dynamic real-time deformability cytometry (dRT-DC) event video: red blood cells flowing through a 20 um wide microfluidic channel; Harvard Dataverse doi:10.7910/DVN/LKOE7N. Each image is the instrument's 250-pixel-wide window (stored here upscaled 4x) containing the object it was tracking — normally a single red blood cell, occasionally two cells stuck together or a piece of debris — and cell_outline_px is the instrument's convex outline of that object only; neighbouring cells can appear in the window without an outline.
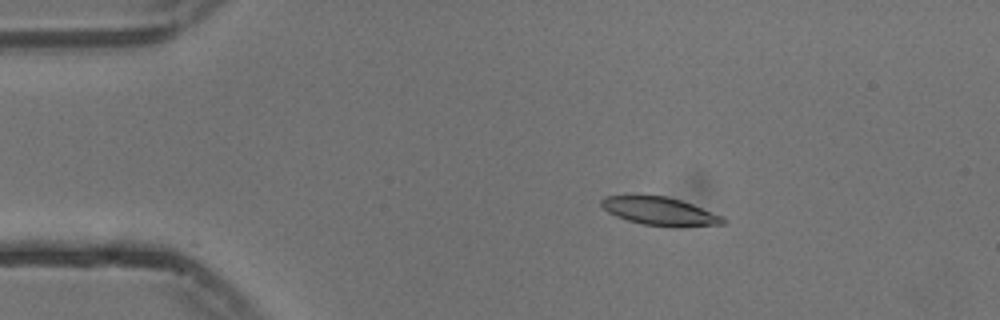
{"species": "common noctule bat (a hibernating species)", "species_latin": "Nyctalus noctula", "temperature_condition": "cold", "stored_images_in_passage": 46, "camera_frame_rate_fps": 3000, "um_per_image_px": 0.085, "animal": {"sex": "male", "body_mass_g": 13.3}, "frame": {"image": 1, "passage_image": 1, "time_ms": 0.0, "image_size_px": [1000, 320], "cell_outline_px": [[728, 220], [724, 224], [680, 228], [672, 228], [640, 224], [616, 216], [608, 212], [600, 204], [600, 200], [604, 196], [664, 196], [680, 200], [692, 204], [724, 216]], "centroid_in_image_um": [56.15, 17.99], "position_along_channel_um": 28.8, "area_um2": 20.29}}
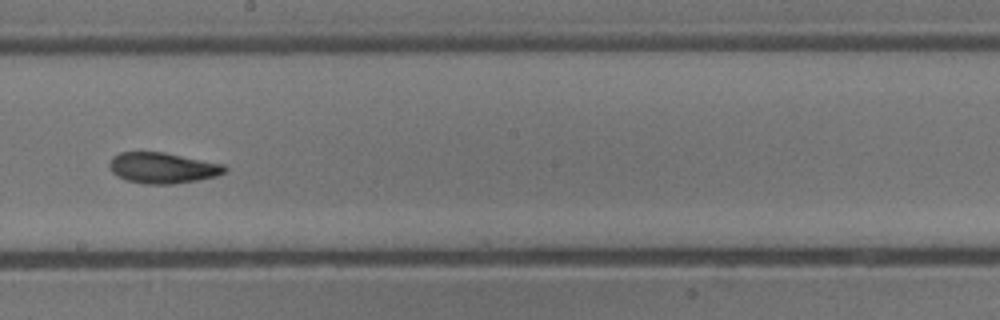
{"frame": {"image": 2, "passage_image": 22, "time_ms": 7.0, "image_size_px": [1000, 320], "cell_outline_px": [[228, 168], [224, 172], [216, 176], [196, 180], [172, 184], [144, 184], [124, 180], [116, 176], [112, 172], [108, 164], [112, 156], [120, 152], [164, 152], [224, 164]], "centroid_in_image_um": [13.78, 14.27], "position_along_channel_um": 234.4, "area_um2": 20.81}}
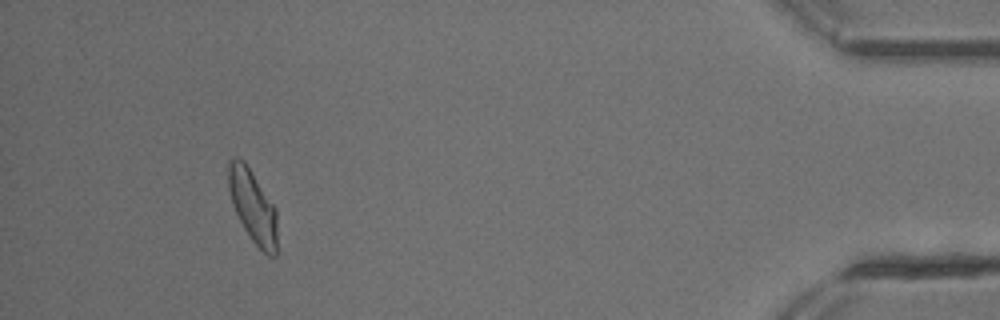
{"frame": {"image": 3, "passage_image": 42, "time_ms": 13.667, "image_size_px": [1000, 320], "cell_outline_px": [[276, 256], [268, 256], [252, 240], [244, 228], [236, 212], [228, 188], [228, 160], [236, 156], [244, 160], [276, 208]], "centroid_in_image_um": [21.48, 17.49], "position_along_channel_um": 413.7, "area_um2": 20.46}, "authors_computed_cell_mechanics": {"area_um2": 20.4612, "velocity_mm_per_s": 3.7299, "shape_relaxation_time_tau1_ms": 5.4074, "shape_relaxation_time_tau2_ms": 2.0172, "deformation_change_tau1": 0.1359, "deformation_change_tau2": 0.0778}}